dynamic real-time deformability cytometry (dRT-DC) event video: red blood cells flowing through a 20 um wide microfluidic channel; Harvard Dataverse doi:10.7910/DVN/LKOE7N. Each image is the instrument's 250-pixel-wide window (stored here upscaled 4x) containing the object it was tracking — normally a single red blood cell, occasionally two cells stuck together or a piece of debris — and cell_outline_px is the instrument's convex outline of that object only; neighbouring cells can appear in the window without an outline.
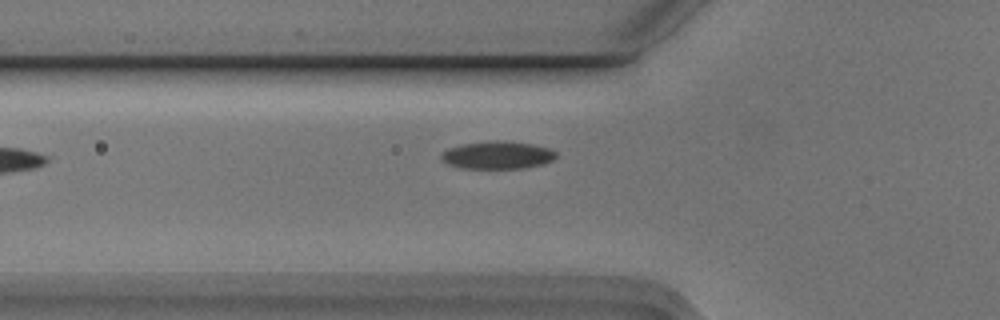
{"species": "Egyptian fruit bat (a non-hibernating species)", "species_latin": "Rousettus aegyptiacus", "temperature_condition": "cold", "stored_images_in_passage": 5, "camera_frame_rate_fps": 3000, "um_per_image_px": 0.085, "animal": {"sex": "male"}, "frame": {"image": 1, "passage_image": 5, "time_ms": 1.333, "image_size_px": [1000, 320], "cell_outline_px": [[556, 156], [552, 160], [540, 164], [524, 168], [460, 168], [448, 164], [440, 156], [448, 148], [464, 144], [492, 140], [500, 140], [532, 144], [548, 148], [556, 152]], "centroid_in_image_um": [42.28, 13.18], "position_along_channel_um": 83.5, "area_um2": 18.26}}